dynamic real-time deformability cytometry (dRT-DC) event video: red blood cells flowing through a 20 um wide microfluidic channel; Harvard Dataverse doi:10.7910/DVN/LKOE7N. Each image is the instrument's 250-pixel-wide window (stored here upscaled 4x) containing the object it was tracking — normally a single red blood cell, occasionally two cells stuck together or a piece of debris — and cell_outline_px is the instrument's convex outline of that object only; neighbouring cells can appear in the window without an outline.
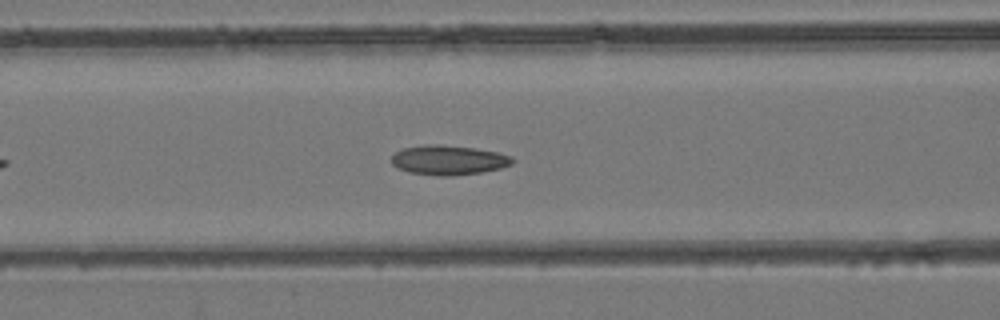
{"species": "common noctule bat (a hibernating species)", "species_latin": "Nyctalus noctula", "temperature_condition": "room temperature", "stored_images_in_passage": 14, "camera_frame_rate_fps": 3000, "um_per_image_px": 0.085, "animal": {"sex": "female", "body_mass_g": 24.6, "forearm_length_mm": 56.2}, "frame": {"image": 1, "passage_image": 8, "time_ms": 2.333, "image_size_px": [1000, 320], "cell_outline_px": [[516, 160], [512, 164], [500, 168], [480, 172], [452, 176], [440, 176], [408, 172], [396, 168], [392, 164], [392, 156], [396, 152], [404, 148], [424, 144], [440, 144], [472, 148], [496, 152], [512, 156]], "centroid_in_image_um": [38.11, 13.61], "position_along_channel_um": 128.5, "area_um2": 20.87}}